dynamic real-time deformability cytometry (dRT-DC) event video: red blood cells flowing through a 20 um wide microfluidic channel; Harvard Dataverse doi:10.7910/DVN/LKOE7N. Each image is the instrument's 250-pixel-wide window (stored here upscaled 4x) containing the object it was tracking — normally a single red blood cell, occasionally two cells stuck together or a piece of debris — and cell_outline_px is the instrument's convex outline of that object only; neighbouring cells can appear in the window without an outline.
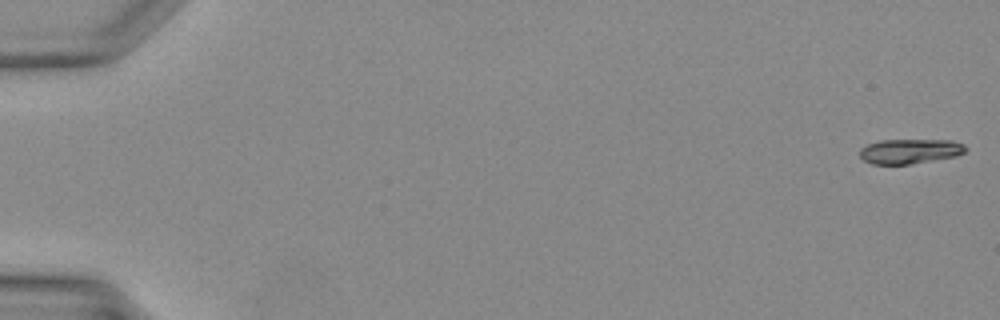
{"species": "Egyptian fruit bat (a non-hibernating species)", "species_latin": "Rousettus aegyptiacus", "temperature_condition": "warm", "stored_images_in_passage": 6, "camera_frame_rate_fps": 3000, "um_per_image_px": 0.085, "animal": {"sex": "female"}, "frame": {"image": 1, "passage_image": 1, "time_ms": 0.0, "image_size_px": [1000, 320], "cell_outline_px": [[968, 148], [964, 152], [956, 156], [908, 164], [872, 164], [864, 160], [860, 156], [860, 148], [868, 144], [880, 140], [952, 140], [964, 144]], "centroid_in_image_um": [77.35, 12.85], "position_along_channel_um": 7.7, "area_um2": 15.2}}